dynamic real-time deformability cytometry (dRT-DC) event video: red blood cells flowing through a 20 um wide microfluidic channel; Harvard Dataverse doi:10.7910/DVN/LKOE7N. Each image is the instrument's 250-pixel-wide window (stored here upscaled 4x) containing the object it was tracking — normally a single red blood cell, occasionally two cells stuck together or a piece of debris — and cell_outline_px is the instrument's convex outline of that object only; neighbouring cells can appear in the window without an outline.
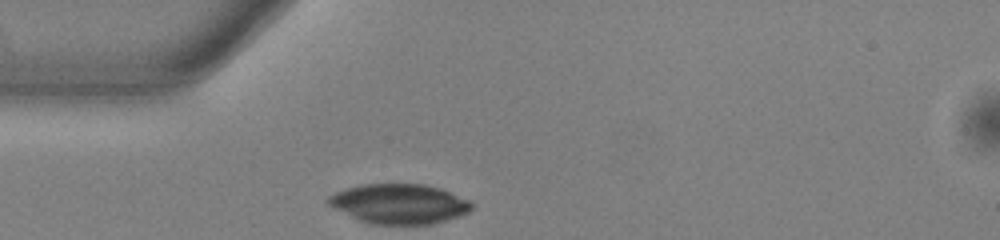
{"species": "common noctule bat (a hibernating species)", "species_latin": "Nyctalus noctula", "temperature_condition": "warm", "stored_images_in_passage": 27, "camera_frame_rate_fps": 3000, "um_per_image_px": 0.085, "animal": {"sex": "male", "body_mass_g": 13.0, "forearm_length_mm": 53.1}, "frame": {"image": 1, "passage_image": 1, "time_ms": 0.0, "image_size_px": [1000, 240], "cell_outline_px": [[472, 208], [468, 212], [460, 216], [432, 224], [372, 224], [360, 220], [328, 204], [324, 200], [328, 196], [336, 192], [348, 188], [364, 184], [424, 184], [440, 188], [468, 200], [472, 204]], "centroid_in_image_um": [33.94, 17.32], "position_along_channel_um": 51.1, "area_um2": 32.89}}
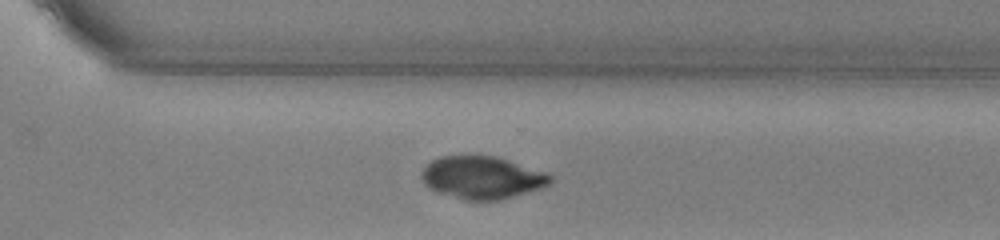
{"frame": {"image": 2, "passage_image": 23, "time_ms": 7.333, "image_size_px": [1000, 240], "cell_outline_px": [[552, 180], [548, 184], [540, 188], [500, 200], [464, 200], [436, 192], [428, 188], [424, 184], [420, 176], [420, 172], [432, 160], [440, 156], [496, 156], [544, 172], [552, 176]], "centroid_in_image_um": [40.91, 15.1], "position_along_channel_um": 329.7, "area_um2": 31.73}}
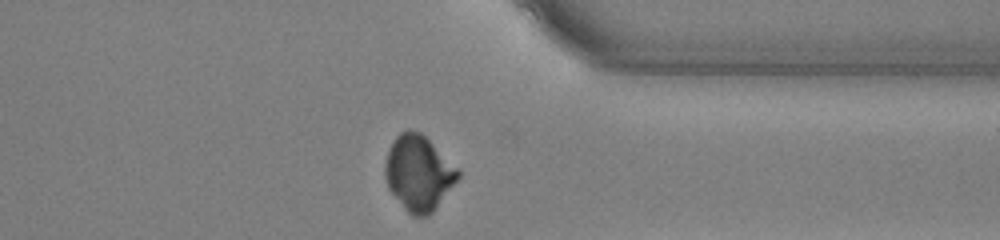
{"frame": {"image": 3, "passage_image": 27, "time_ms": 8.667, "image_size_px": [1000, 240], "cell_outline_px": [[460, 176], [432, 212], [428, 216], [412, 216], [404, 208], [388, 188], [384, 176], [384, 164], [388, 152], [396, 136], [400, 132], [408, 128], [420, 132], [460, 172]], "centroid_in_image_um": [35.53, 14.71], "position_along_channel_um": 375.9, "area_um2": 31.33}}